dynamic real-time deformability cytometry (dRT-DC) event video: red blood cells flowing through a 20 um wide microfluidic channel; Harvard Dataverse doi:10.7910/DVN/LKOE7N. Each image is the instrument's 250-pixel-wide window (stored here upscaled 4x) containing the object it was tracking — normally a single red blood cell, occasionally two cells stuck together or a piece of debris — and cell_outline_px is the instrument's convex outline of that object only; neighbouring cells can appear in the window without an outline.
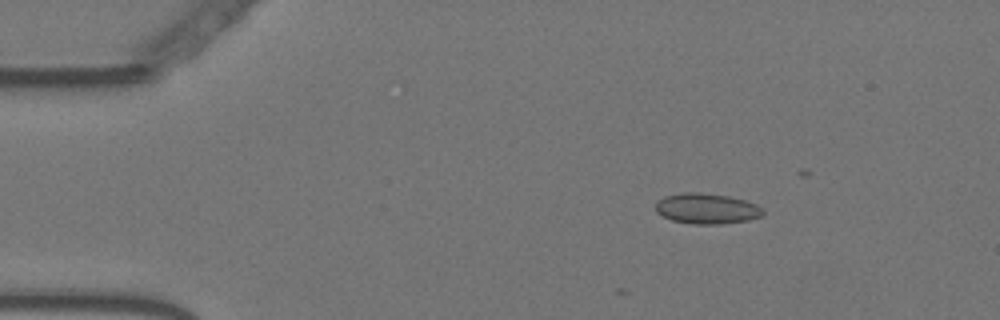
{"species": "Egyptian fruit bat (a non-hibernating species)", "species_latin": "Rousettus aegyptiacus", "temperature_condition": "warm", "stored_images_in_passage": 13, "camera_frame_rate_fps": 3000, "um_per_image_px": 0.085, "animal": {"sex": "female"}, "frame": {"image": 1, "passage_image": 6, "time_ms": 1.667, "image_size_px": [1000, 320], "cell_outline_px": [[764, 212], [760, 216], [748, 220], [720, 224], [692, 224], [672, 220], [656, 212], [656, 200], [664, 196], [684, 192], [700, 192], [728, 196], [744, 200], [756, 204], [764, 208]], "centroid_in_image_um": [60.06, 17.72], "position_along_channel_um": 24.9, "area_um2": 19.13}}